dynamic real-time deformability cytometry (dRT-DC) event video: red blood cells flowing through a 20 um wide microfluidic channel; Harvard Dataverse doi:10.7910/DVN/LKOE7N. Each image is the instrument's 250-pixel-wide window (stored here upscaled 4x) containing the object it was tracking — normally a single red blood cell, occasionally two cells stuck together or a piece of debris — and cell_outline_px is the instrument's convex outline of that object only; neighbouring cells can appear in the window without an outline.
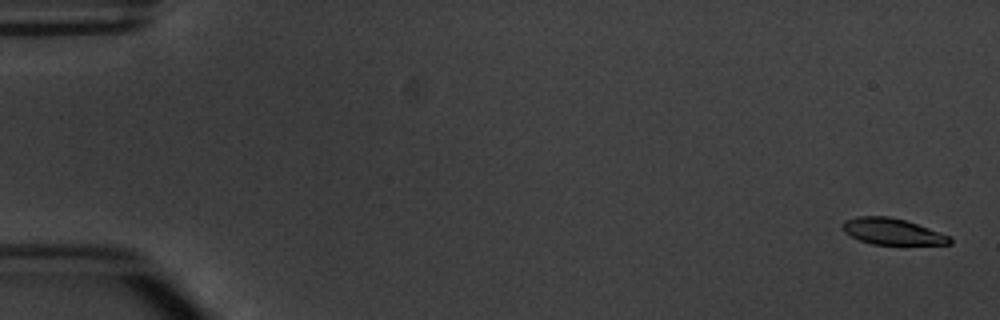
{"species": "common noctule bat (a hibernating species)", "species_latin": "Nyctalus noctula", "temperature_condition": "warm", "stored_images_in_passage": 5, "camera_frame_rate_fps": 3000, "um_per_image_px": 0.085, "animal": {"sex": "male", "body_mass_g": 20.1, "forearm_length_mm": 53.5}, "frame": {"image": 1, "passage_image": 1, "time_ms": 0.0, "image_size_px": [1000, 320], "cell_outline_px": [[952, 244], [872, 244], [860, 240], [844, 232], [840, 228], [840, 224], [844, 220], [856, 216], [888, 216], [904, 220], [952, 236]], "centroid_in_image_um": [75.8, 19.67], "position_along_channel_um": 9.2, "area_um2": 16.42}}